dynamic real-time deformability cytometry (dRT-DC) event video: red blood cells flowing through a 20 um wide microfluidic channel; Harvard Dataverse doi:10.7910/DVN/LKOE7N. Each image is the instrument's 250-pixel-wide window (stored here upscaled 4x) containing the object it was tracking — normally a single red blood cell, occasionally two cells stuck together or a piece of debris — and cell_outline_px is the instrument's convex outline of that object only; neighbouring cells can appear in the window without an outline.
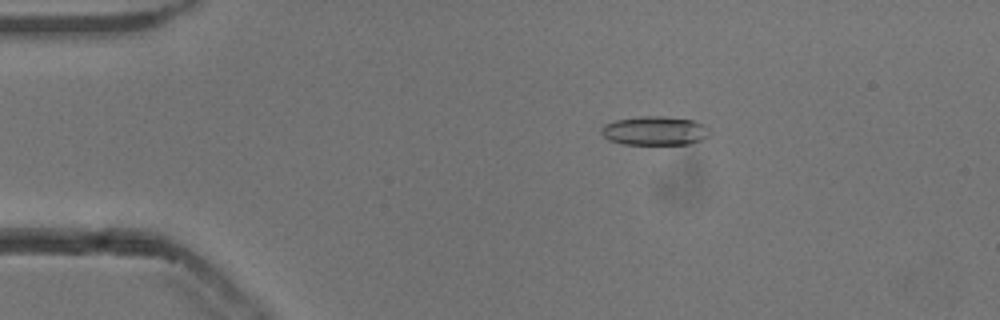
{"species": "common noctule bat (a hibernating species)", "species_latin": "Nyctalus noctula", "temperature_condition": "cold", "stored_images_in_passage": 52, "camera_frame_rate_fps": 3000, "um_per_image_px": 0.085, "animal": {"sex": "male", "body_mass_g": 13.3}, "frame": {"image": 1, "passage_image": 9, "time_ms": 2.667, "image_size_px": [1000, 320], "cell_outline_px": [[712, 132], [708, 136], [692, 144], [624, 144], [608, 140], [600, 132], [600, 128], [604, 124], [616, 120], [640, 116], [660, 116], [692, 120], [704, 124]], "centroid_in_image_um": [55.66, 11.12], "position_along_channel_um": 29.3, "area_um2": 18.38}}
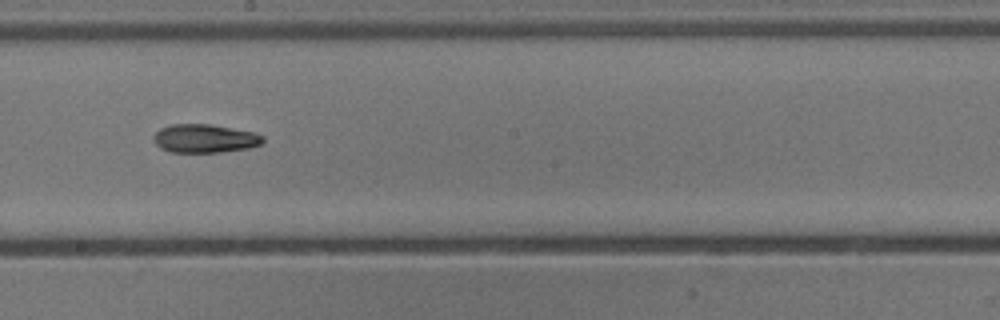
{"frame": {"image": 2, "passage_image": 29, "time_ms": 9.333, "image_size_px": [1000, 320], "cell_outline_px": [[264, 140], [260, 144], [248, 148], [220, 152], [172, 152], [160, 148], [156, 144], [152, 136], [160, 128], [172, 124], [212, 124], [256, 132], [264, 136]], "centroid_in_image_um": [17.41, 11.76], "position_along_channel_um": 230.8, "area_um2": 18.26}}
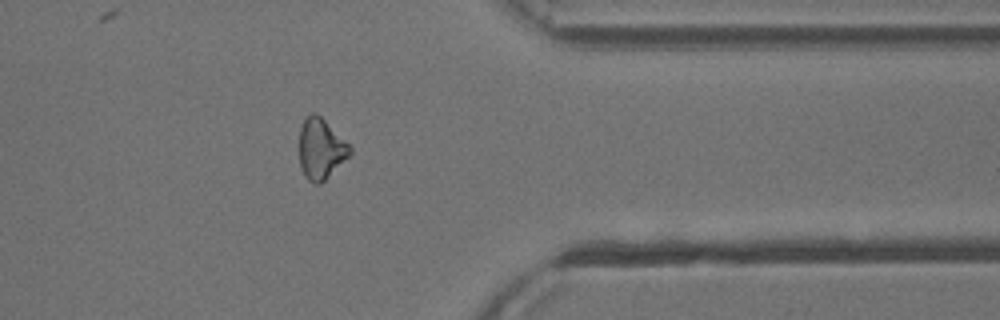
{"frame": {"image": 3, "passage_image": 42, "time_ms": 13.667, "image_size_px": [1000, 320], "cell_outline_px": [[352, 152], [320, 184], [316, 184], [308, 180], [304, 176], [300, 164], [300, 128], [304, 120], [312, 112], [316, 112], [352, 148]], "centroid_in_image_um": [27.25, 12.66], "position_along_channel_um": 384.2, "area_um2": 17.4}, "authors_computed_cell_mechanics": {"area_um2": 18.2648, "velocity_mm_per_s": 3.8596, "shape_relaxation_time_tau1_ms": 10.5723, "shape_relaxation_time_tau2_ms": null, "deformation_change_tau1": 0.2177, "deformation_change_tau2": null}}